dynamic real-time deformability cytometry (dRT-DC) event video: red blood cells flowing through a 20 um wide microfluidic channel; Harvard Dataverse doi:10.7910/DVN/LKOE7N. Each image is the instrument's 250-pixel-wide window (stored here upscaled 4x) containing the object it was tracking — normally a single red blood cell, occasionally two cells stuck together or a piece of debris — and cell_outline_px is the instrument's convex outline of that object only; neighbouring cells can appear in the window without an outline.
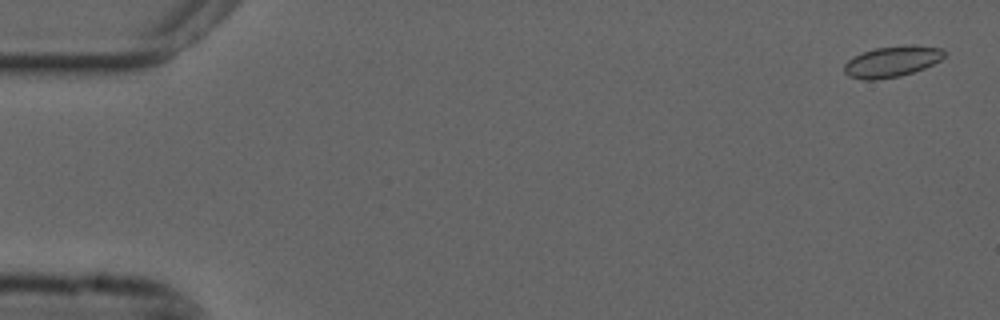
{"species": "common noctule bat (a hibernating species)", "species_latin": "Nyctalus noctula", "temperature_condition": "cold", "stored_images_in_passage": 53, "camera_frame_rate_fps": 3000, "um_per_image_px": 0.085, "animal": {"sex": "male", "forearm_length_mm": 52.5}, "frame": {"image": 1, "passage_image": 2, "time_ms": 0.333, "image_size_px": [1000, 320], "cell_outline_px": [[944, 56], [940, 60], [924, 68], [900, 76], [876, 80], [864, 80], [848, 76], [844, 72], [844, 64], [852, 56], [876, 48], [904, 44], [912, 44], [944, 48]], "centroid_in_image_um": [75.81, 5.22], "position_along_channel_um": 9.2, "area_um2": 18.21}}
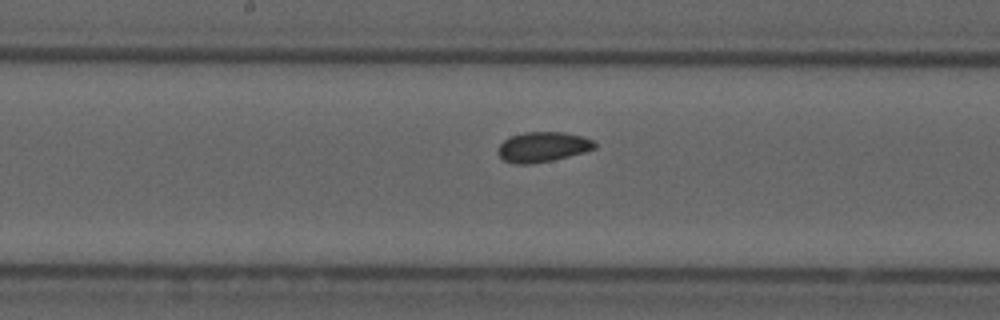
{"frame": {"image": 2, "passage_image": 29, "time_ms": 9.333, "image_size_px": [1000, 320], "cell_outline_px": [[596, 148], [584, 152], [552, 160], [528, 164], [516, 164], [504, 160], [496, 152], [500, 144], [504, 140], [512, 136], [524, 132], [564, 132], [580, 136], [592, 140], [596, 144]], "centroid_in_image_um": [46.11, 12.49], "position_along_channel_um": 202.1, "area_um2": 16.76}}
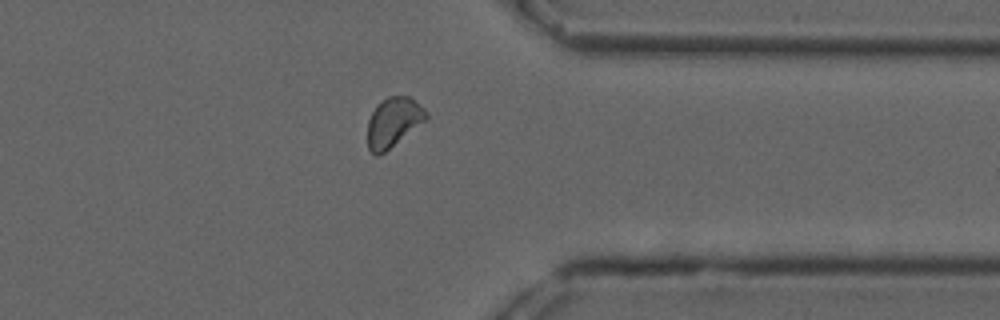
{"frame": {"image": 3, "passage_image": 44, "time_ms": 14.333, "image_size_px": [1000, 320], "cell_outline_px": [[428, 120], [384, 152], [376, 156], [368, 148], [368, 120], [376, 104], [388, 96], [408, 96], [424, 108], [428, 112]], "centroid_in_image_um": [33.45, 10.38], "position_along_channel_um": 377.9, "area_um2": 16.94}, "authors_computed_cell_mechanics": {"area_um2": 16.9354, "velocity_mm_per_s": 3.6642, "shape_relaxation_time_tau1_ms": null, "shape_relaxation_time_tau2_ms": 4.0086, "deformation_change_tau1": null, "deformation_change_tau2": 0.0533}}